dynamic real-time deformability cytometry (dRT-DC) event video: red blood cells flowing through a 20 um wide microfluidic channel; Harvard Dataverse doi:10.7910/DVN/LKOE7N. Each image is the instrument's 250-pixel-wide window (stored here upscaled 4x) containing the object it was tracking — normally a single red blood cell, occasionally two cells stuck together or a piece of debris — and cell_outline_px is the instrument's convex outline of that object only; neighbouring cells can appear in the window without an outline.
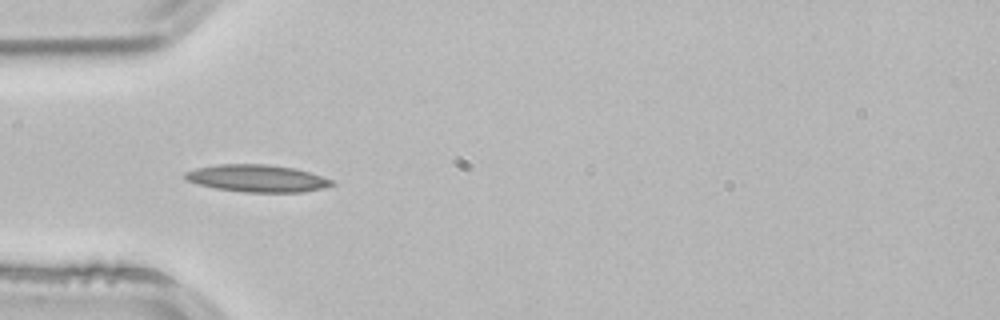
{"species": "common noctule bat (a hibernating species)", "species_latin": "Nyctalus noctula", "temperature_condition": "room temperature", "stored_images_in_passage": 3, "camera_frame_rate_fps": 3000, "um_per_image_px": 0.085, "animal": {"sex": "male", "body_mass_g": 21.5, "forearm_length_mm": 52.0}, "frame": {"image": 1, "passage_image": 2, "time_ms": 0.333, "image_size_px": [1000, 320], "cell_outline_px": [[336, 184], [324, 188], [300, 192], [244, 192], [216, 188], [184, 180], [184, 172], [196, 168], [216, 164], [268, 164], [296, 168], [332, 180]], "centroid_in_image_um": [21.84, 15.15], "position_along_channel_um": 63.2, "area_um2": 23.29}}